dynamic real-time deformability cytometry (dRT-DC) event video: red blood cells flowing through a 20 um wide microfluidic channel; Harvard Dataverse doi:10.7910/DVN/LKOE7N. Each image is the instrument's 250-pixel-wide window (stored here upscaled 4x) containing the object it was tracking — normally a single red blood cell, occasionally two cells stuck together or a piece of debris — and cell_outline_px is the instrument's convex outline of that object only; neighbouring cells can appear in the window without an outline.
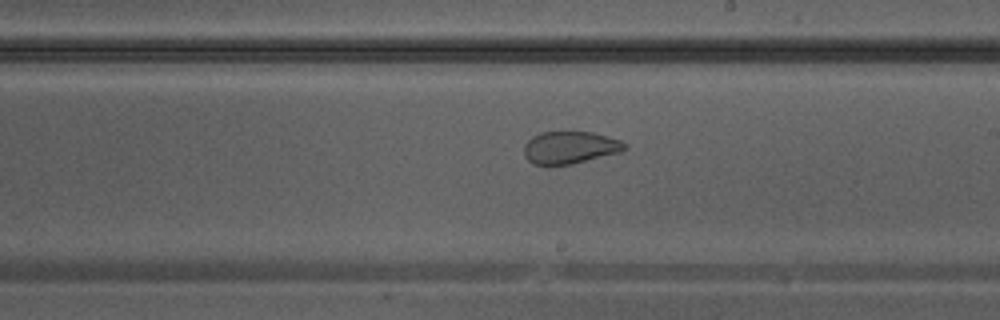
{"species": "Egyptian fruit bat (a non-hibernating species)", "species_latin": "Rousettus aegyptiacus", "temperature_condition": "warm", "stored_images_in_passage": 18, "camera_frame_rate_fps": 3000, "um_per_image_px": 0.085, "animal": {"sex": "male"}, "frame": {"image": 1, "passage_image": 16, "time_ms": 5.0, "image_size_px": [1000, 320], "cell_outline_px": [[628, 148], [620, 152], [572, 164], [536, 164], [528, 160], [524, 156], [524, 144], [532, 136], [540, 132], [592, 132], [620, 140], [628, 144]], "centroid_in_image_um": [48.46, 12.53], "position_along_channel_um": 240.5, "area_um2": 18.9}}